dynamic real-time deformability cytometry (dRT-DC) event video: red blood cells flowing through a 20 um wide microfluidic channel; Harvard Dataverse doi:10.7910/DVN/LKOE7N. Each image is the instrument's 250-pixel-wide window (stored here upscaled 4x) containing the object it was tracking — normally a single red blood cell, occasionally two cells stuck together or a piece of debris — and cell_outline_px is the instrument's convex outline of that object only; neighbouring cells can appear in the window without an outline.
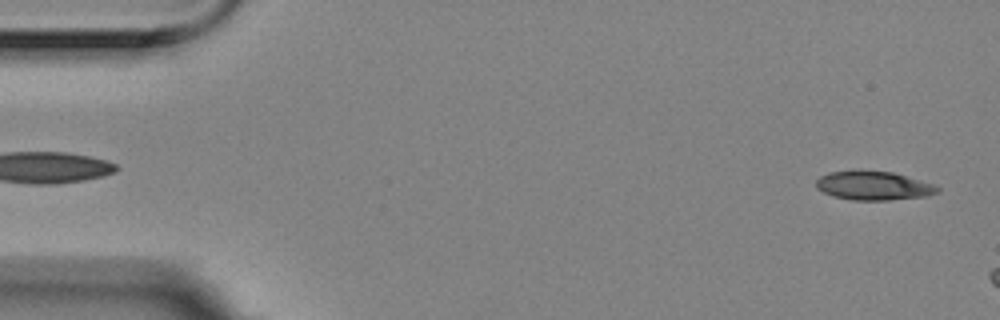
{"species": "Egyptian fruit bat (a non-hibernating species)", "species_latin": "Rousettus aegyptiacus", "temperature_condition": "room temperature", "stored_images_in_passage": 5, "segment_of_instrument_passage": [2, 2], "camera_frame_rate_fps": 3000, "um_per_image_px": 0.085, "animal": {"sex": "female"}, "frame": {"image": 1, "passage_image": 5, "time_ms": 1.333, "image_size_px": [1000, 320], "cell_outline_px": [[940, 192], [928, 196], [888, 200], [852, 200], [832, 196], [816, 188], [816, 180], [820, 176], [828, 172], [860, 168], [892, 172], [932, 184], [940, 188]], "centroid_in_image_um": [74.2, 15.76], "position_along_channel_um": 10.8, "area_um2": 20.87}}